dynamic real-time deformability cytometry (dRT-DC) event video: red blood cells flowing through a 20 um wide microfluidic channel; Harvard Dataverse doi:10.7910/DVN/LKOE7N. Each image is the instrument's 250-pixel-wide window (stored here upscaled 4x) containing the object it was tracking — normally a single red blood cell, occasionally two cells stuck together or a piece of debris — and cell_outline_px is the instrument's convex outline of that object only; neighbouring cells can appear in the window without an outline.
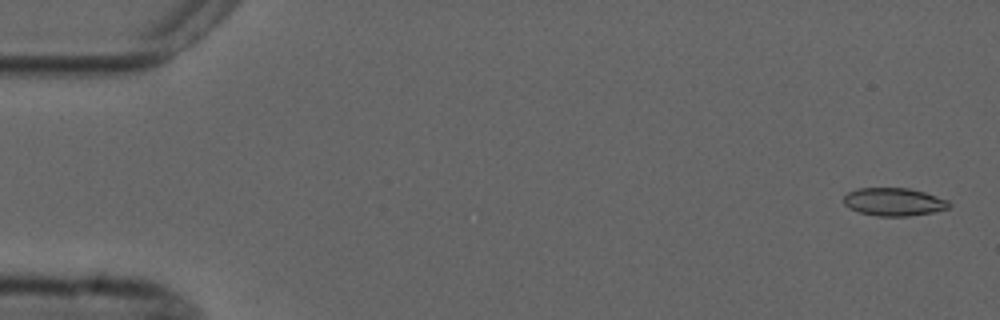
{"species": "common noctule bat (a hibernating species)", "species_latin": "Nyctalus noctula", "temperature_condition": "cold", "stored_images_in_passage": 7, "segment_of_instrument_passage": [1, 2], "camera_frame_rate_fps": 3000, "um_per_image_px": 0.085, "animal": {"sex": "male", "forearm_length_mm": 52.5}, "frame": {"image": 1, "passage_image": 1, "time_ms": 0.0, "image_size_px": [1000, 320], "cell_outline_px": [[952, 204], [948, 208], [932, 212], [908, 216], [876, 216], [860, 212], [844, 204], [844, 196], [848, 192], [856, 188], [908, 188], [924, 192], [948, 200]], "centroid_in_image_um": [75.98, 17.15], "position_along_channel_um": 9.0, "area_um2": 17.05}}
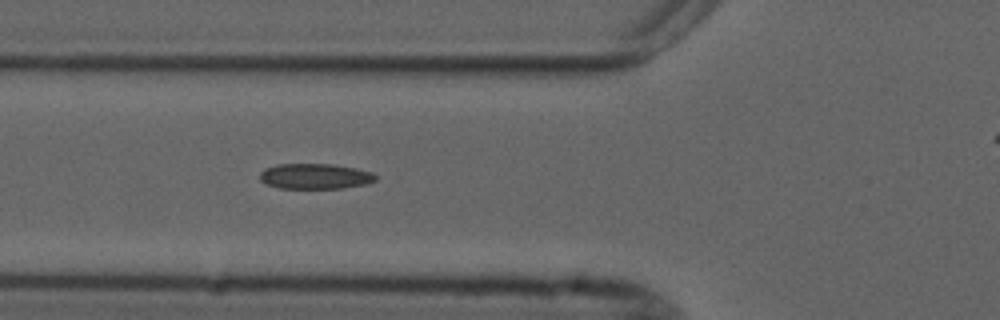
{"frame": {"image": 2, "passage_image": 6, "time_ms": 6.0, "image_size_px": [1000, 320], "cell_outline_px": [[376, 180], [368, 184], [344, 188], [280, 188], [268, 184], [260, 180], [260, 172], [264, 168], [276, 164], [332, 164], [356, 168], [372, 172], [376, 176]], "centroid_in_image_um": [26.8, 14.98], "position_along_channel_um": 99.0, "area_um2": 17.22}}